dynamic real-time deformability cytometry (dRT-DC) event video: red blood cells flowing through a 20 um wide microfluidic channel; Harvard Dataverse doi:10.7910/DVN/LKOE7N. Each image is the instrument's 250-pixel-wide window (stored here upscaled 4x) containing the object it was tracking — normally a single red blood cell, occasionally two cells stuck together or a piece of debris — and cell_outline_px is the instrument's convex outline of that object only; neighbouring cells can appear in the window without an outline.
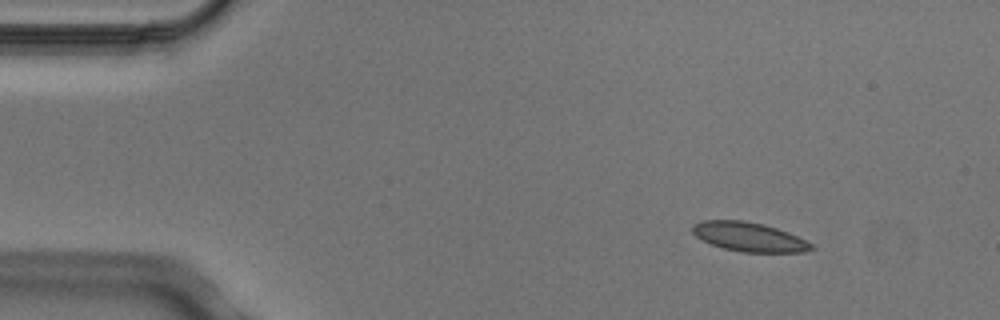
{"species": "Egyptian fruit bat (a non-hibernating species)", "species_latin": "Rousettus aegyptiacus", "temperature_condition": "cold", "stored_images_in_passage": 6, "camera_frame_rate_fps": 3000, "um_per_image_px": 0.085, "animal": {"sex": "male"}, "frame": {"image": 1, "passage_image": 1, "time_ms": 0.0, "image_size_px": [1000, 320], "cell_outline_px": [[816, 248], [804, 252], [740, 252], [724, 248], [712, 244], [696, 236], [692, 232], [692, 224], [700, 220], [744, 220], [764, 224], [788, 232], [812, 244]], "centroid_in_image_um": [63.65, 20.12], "position_along_channel_um": 21.3, "area_um2": 20.17}}
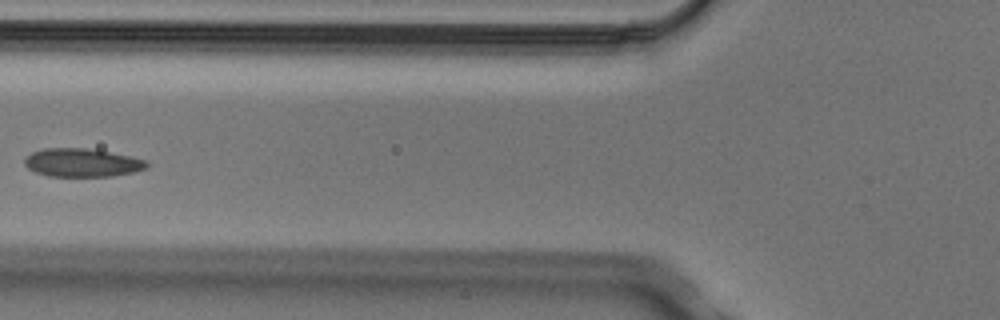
{"frame": {"image": 2, "passage_image": 5, "time_ms": 1.333, "image_size_px": [1000, 320], "cell_outline_px": [[148, 168], [132, 172], [112, 176], [48, 176], [36, 172], [28, 168], [24, 164], [24, 160], [32, 152], [44, 148], [84, 148], [132, 156], [148, 160]], "centroid_in_image_um": [7.0, 13.82], "position_along_channel_um": 118.8, "area_um2": 20.11}}
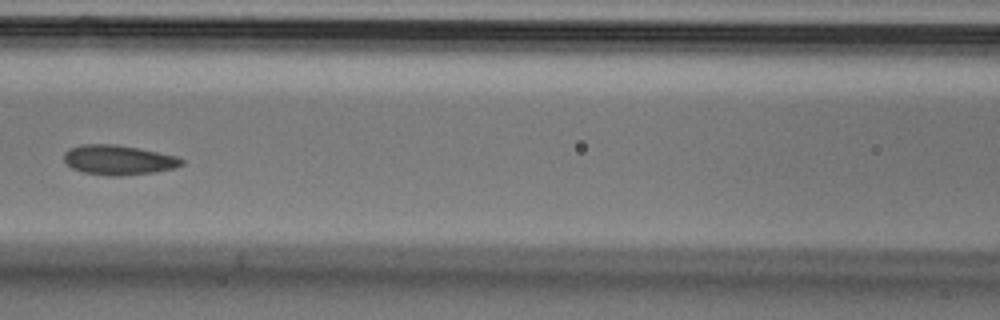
{"frame": {"image": 3, "passage_image": 6, "time_ms": 1.667, "image_size_px": [1000, 320], "cell_outline_px": [[184, 164], [176, 168], [156, 172], [120, 176], [112, 176], [84, 172], [72, 168], [64, 160], [64, 152], [68, 148], [80, 144], [116, 144], [176, 156], [184, 160]], "centroid_in_image_um": [10.06, 13.59], "position_along_channel_um": 156.5, "area_um2": 20.4}}